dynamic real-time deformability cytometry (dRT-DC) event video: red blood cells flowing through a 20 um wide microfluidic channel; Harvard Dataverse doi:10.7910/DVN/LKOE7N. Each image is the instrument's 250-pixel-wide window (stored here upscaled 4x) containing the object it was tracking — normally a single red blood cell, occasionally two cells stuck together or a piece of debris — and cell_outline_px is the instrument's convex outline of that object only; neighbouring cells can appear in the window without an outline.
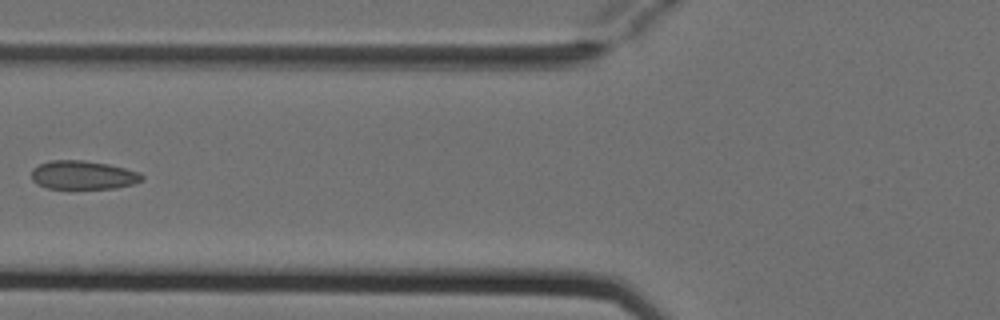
{"species": "Egyptian fruit bat (a non-hibernating species)", "species_latin": "Rousettus aegyptiacus", "temperature_condition": "cold", "stored_images_in_passage": 5, "camera_frame_rate_fps": 3000, "um_per_image_px": 0.085, "animal": {"sex": "female"}, "frame": {"image": 1, "passage_image": 5, "time_ms": 1.333, "image_size_px": [1000, 320], "cell_outline_px": [[144, 180], [132, 184], [116, 188], [48, 188], [36, 184], [32, 180], [32, 168], [40, 164], [52, 160], [84, 160], [108, 164], [140, 172], [144, 176]], "centroid_in_image_um": [7.07, 14.87], "position_along_channel_um": 118.7, "area_um2": 18.44}}